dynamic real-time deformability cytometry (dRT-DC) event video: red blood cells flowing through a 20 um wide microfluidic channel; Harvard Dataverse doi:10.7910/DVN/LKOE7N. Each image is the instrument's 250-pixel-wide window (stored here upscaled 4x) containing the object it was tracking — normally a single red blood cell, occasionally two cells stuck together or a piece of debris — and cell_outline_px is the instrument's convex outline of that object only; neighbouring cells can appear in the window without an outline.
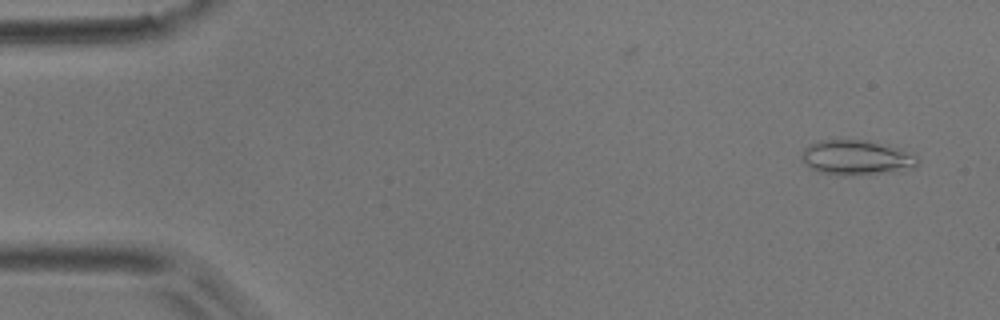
{"species": "common noctule bat (a hibernating species)", "species_latin": "Nyctalus noctula", "temperature_condition": "room temperature", "stored_images_in_passage": 51, "camera_frame_rate_fps": 3000, "um_per_image_px": 0.085, "animal": {"sex": "male", "body_mass_g": 17.9}, "frame": {"image": 1, "passage_image": 2, "time_ms": 0.333, "image_size_px": [1000, 320], "cell_outline_px": [[920, 164], [916, 168], [888, 172], [844, 176], [820, 172], [812, 168], [800, 160], [800, 152], [808, 144], [820, 140], [868, 140], [900, 148], [916, 156], [920, 160]], "centroid_in_image_um": [72.8, 13.39], "position_along_channel_um": 12.2, "area_um2": 23.87}}
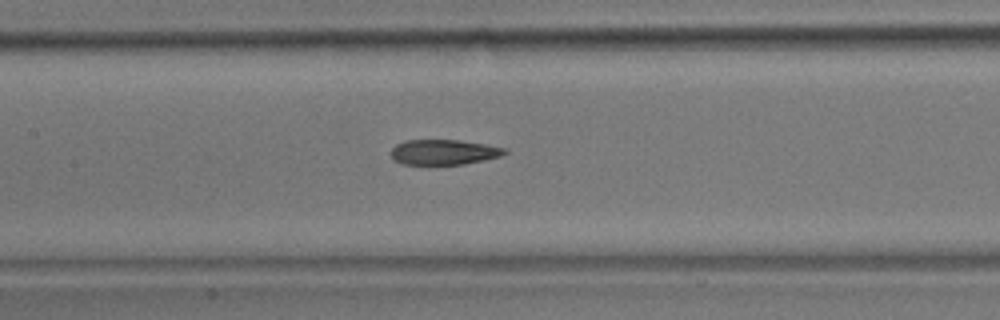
{"frame": {"image": 2, "passage_image": 23, "time_ms": 7.333, "image_size_px": [1000, 320], "cell_outline_px": [[508, 152], [500, 156], [484, 160], [464, 164], [400, 164], [392, 160], [392, 148], [396, 144], [404, 140], [460, 140], [484, 144], [504, 148]], "centroid_in_image_um": [37.68, 12.93], "position_along_channel_um": 169.7, "area_um2": 16.65}}
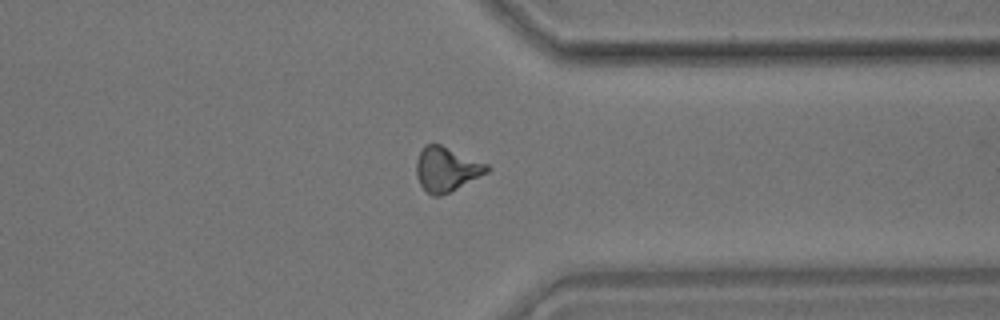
{"frame": {"image": 3, "passage_image": 39, "time_ms": 12.667, "image_size_px": [1000, 320], "cell_outline_px": [[492, 168], [488, 172], [440, 196], [432, 196], [420, 184], [416, 176], [416, 160], [424, 144], [440, 144], [488, 164]], "centroid_in_image_um": [37.94, 14.36], "position_along_channel_um": 373.5, "area_um2": 18.09}, "authors_computed_cell_mechanics": {"area_um2": 17.9758, "velocity_mm_per_s": 3.8809, "shape_relaxation_time_tau1_ms": 6.3306, "shape_relaxation_time_tau2_ms": 3.7741, "deformation_change_tau1": 0.1787, "deformation_change_tau2": 0.1191}}